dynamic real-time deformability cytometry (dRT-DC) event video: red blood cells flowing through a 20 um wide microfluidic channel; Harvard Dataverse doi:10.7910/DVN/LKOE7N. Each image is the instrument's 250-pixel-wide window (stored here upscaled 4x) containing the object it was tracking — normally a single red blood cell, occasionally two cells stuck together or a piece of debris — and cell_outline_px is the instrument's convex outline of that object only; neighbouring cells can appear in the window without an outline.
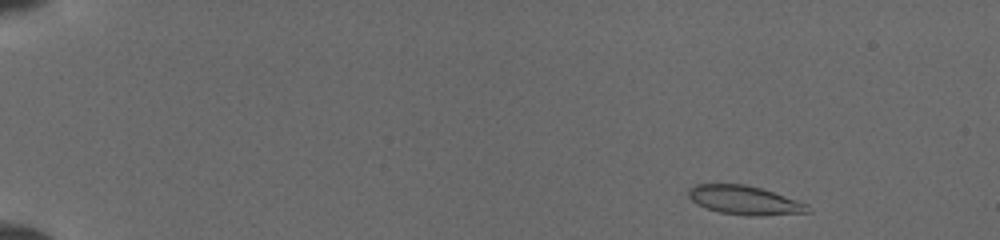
{"species": "common noctule bat (a hibernating species)", "species_latin": "Nyctalus noctula", "temperature_condition": "cold", "stored_images_in_passage": 11, "camera_frame_rate_fps": 3000, "um_per_image_px": 0.085, "animal": {"sex": "female", "body_mass_g": 19.5, "forearm_length_mm": 54.1}, "frame": {"image": 1, "passage_image": 2, "time_ms": 0.333, "image_size_px": [1000, 240], "cell_outline_px": [[812, 212], [760, 216], [748, 216], [720, 212], [696, 204], [688, 196], [688, 188], [696, 184], [744, 184], [760, 188], [808, 204], [812, 208]], "centroid_in_image_um": [63.3, 17.02], "position_along_channel_um": 21.7, "area_um2": 20.06}}
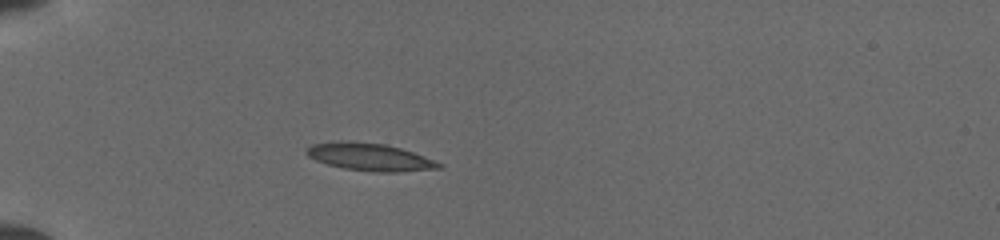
{"frame": {"image": 2, "passage_image": 8, "time_ms": 3.667, "image_size_px": [1000, 240], "cell_outline_px": [[444, 168], [400, 172], [372, 172], [344, 168], [328, 164], [316, 160], [308, 156], [304, 152], [312, 144], [340, 140], [348, 140], [384, 144], [400, 148], [412, 152], [444, 164]], "centroid_in_image_um": [31.44, 13.34], "position_along_channel_um": 53.6, "area_um2": 21.33}}
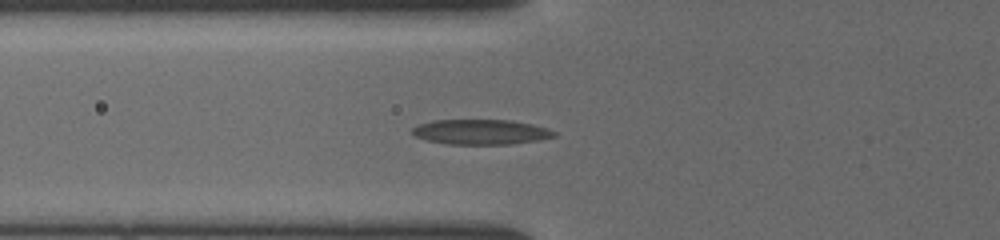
{"frame": {"image": 3, "passage_image": 10, "time_ms": 5.0, "image_size_px": [1000, 240], "cell_outline_px": [[556, 136], [540, 140], [512, 144], [448, 144], [424, 140], [416, 136], [412, 132], [412, 128], [420, 124], [432, 120], [512, 120], [532, 124], [548, 128], [556, 132]], "centroid_in_image_um": [40.9, 11.22], "position_along_channel_um": 84.9, "area_um2": 20.81}}